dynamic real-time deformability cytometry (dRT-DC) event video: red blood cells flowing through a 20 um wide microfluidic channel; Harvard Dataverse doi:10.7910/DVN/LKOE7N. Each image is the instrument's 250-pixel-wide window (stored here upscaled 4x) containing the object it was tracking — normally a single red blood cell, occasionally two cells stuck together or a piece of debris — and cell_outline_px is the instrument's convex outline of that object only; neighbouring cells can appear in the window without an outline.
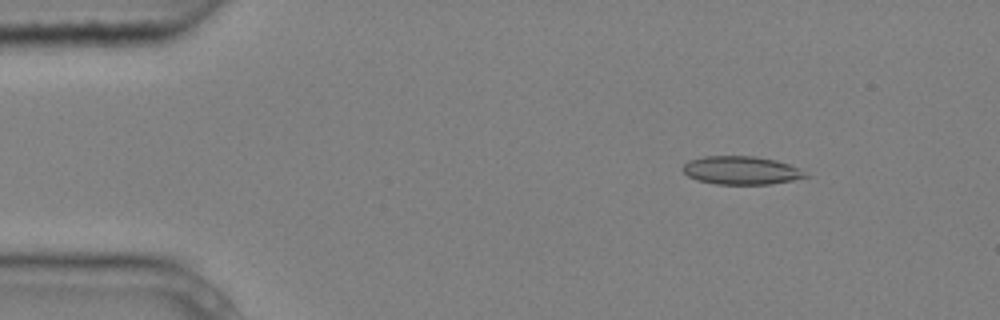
{"species": "common noctule bat (a hibernating species)", "species_latin": "Nyctalus noctula", "temperature_condition": "cold", "stored_images_in_passage": 4, "camera_frame_rate_fps": 3000, "um_per_image_px": 0.085, "animal": {"sex": "male", "body_mass_g": 20.4}, "frame": {"image": 1, "passage_image": 1, "time_ms": 0.0, "image_size_px": [1000, 320], "cell_outline_px": [[812, 176], [792, 180], [768, 184], [716, 184], [696, 180], [688, 176], [680, 168], [688, 160], [704, 156], [756, 156], [776, 160], [788, 164]], "centroid_in_image_um": [62.96, 14.48], "position_along_channel_um": 22.0, "area_um2": 20.23}}
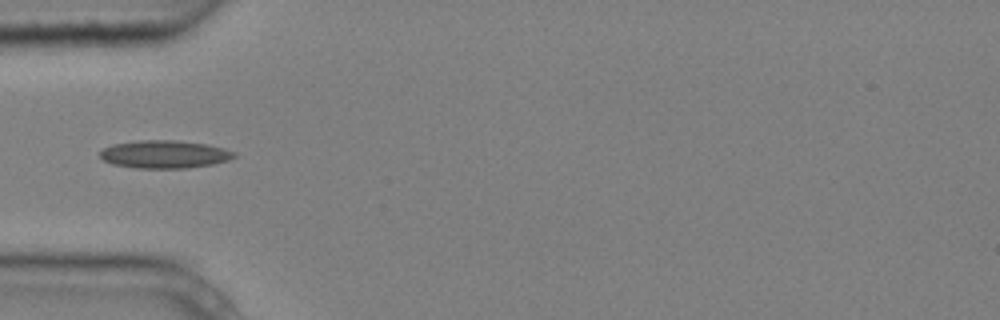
{"frame": {"image": 2, "passage_image": 4, "time_ms": 1.0, "image_size_px": [1000, 320], "cell_outline_px": [[236, 156], [228, 160], [212, 164], [188, 168], [136, 168], [112, 164], [104, 160], [100, 156], [100, 152], [104, 148], [112, 144], [140, 140], [176, 140], [208, 144], [224, 148], [236, 152]], "centroid_in_image_um": [14.0, 13.11], "position_along_channel_um": 71.0, "area_um2": 21.85}}